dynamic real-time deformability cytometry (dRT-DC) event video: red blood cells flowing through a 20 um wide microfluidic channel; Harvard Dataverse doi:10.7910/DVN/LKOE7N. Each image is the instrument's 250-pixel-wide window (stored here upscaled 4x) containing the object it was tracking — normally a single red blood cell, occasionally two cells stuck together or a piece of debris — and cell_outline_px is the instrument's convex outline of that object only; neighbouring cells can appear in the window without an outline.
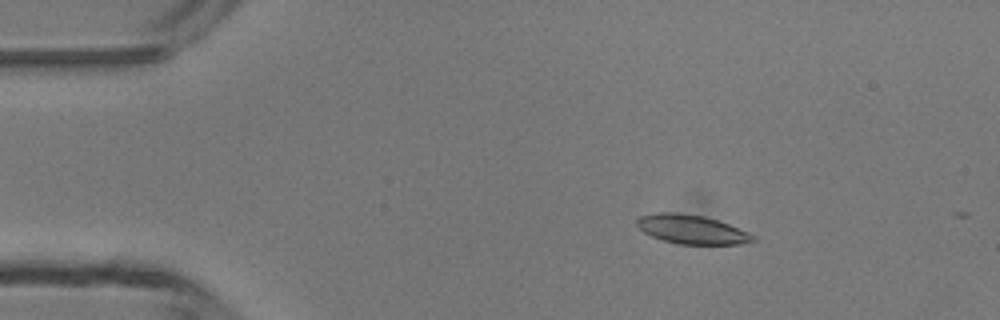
{"species": "common noctule bat (a hibernating species)", "species_latin": "Nyctalus noctula", "temperature_condition": "room temperature", "stored_images_in_passage": 2, "camera_frame_rate_fps": 3000, "um_per_image_px": 0.085, "animal": {"sex": "male", "body_mass_g": 13.3}, "frame": {"image": 1, "passage_image": 1, "time_ms": 0.0, "image_size_px": [1000, 320], "cell_outline_px": [[756, 240], [740, 244], [680, 244], [664, 240], [652, 236], [644, 232], [636, 224], [636, 220], [640, 216], [660, 212], [676, 212], [704, 216], [728, 224], [748, 232], [756, 236]], "centroid_in_image_um": [58.8, 19.49], "position_along_channel_um": 26.2, "area_um2": 19.42}}